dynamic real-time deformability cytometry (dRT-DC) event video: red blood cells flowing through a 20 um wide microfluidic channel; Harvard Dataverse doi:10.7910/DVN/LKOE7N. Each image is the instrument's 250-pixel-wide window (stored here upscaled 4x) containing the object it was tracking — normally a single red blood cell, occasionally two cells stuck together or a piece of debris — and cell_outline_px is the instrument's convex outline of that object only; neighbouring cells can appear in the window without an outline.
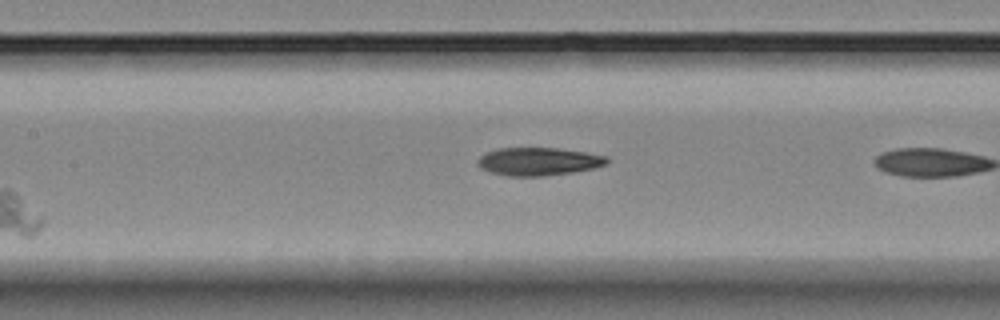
{"species": "Egyptian fruit bat (a non-hibernating species)", "species_latin": "Rousettus aegyptiacus", "temperature_condition": "room temperature", "stored_images_in_passage": 5, "segment_of_instrument_passage": [2, 2], "camera_frame_rate_fps": 3000, "um_per_image_px": 0.085, "animal": {"sex": "female"}, "frame": {"image": 1, "passage_image": 4, "time_ms": 3.667, "image_size_px": [1000, 320], "cell_outline_px": [[608, 164], [596, 168], [572, 172], [544, 176], [508, 176], [492, 172], [480, 168], [476, 164], [476, 160], [480, 156], [488, 152], [500, 148], [556, 148], [584, 152], [608, 156]], "centroid_in_image_um": [45.78, 13.73], "position_along_channel_um": 161.6, "area_um2": 21.1}}